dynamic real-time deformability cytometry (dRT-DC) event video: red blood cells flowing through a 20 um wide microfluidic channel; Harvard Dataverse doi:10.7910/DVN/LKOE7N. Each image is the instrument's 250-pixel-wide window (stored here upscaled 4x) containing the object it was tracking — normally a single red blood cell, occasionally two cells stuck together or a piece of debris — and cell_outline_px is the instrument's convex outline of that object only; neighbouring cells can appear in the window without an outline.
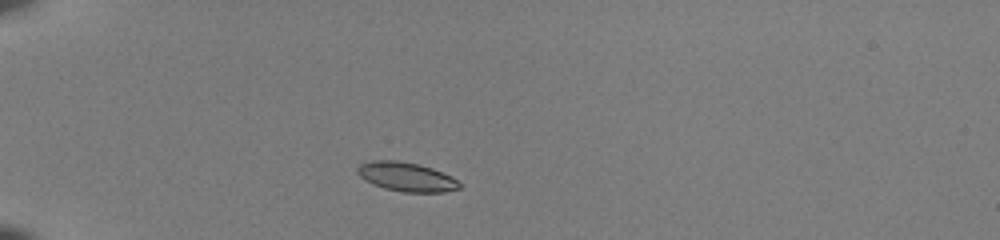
{"species": "common noctule bat (a hibernating species)", "species_latin": "Nyctalus noctula", "temperature_condition": "room temperature", "stored_images_in_passage": 38, "camera_frame_rate_fps": 3000, "um_per_image_px": 0.085, "animal": {"sex": "female", "body_mass_g": 22.0, "forearm_length_mm": 56.7}, "frame": {"image": 1, "passage_image": 3, "time_ms": 0.667, "image_size_px": [1000, 240], "cell_outline_px": [[464, 184], [460, 188], [444, 192], [404, 192], [384, 188], [372, 184], [364, 180], [356, 172], [356, 168], [360, 164], [372, 160], [396, 160], [416, 164], [432, 168], [452, 176]], "centroid_in_image_um": [34.56, 15.03], "position_along_channel_um": 50.4, "area_um2": 17.46}}
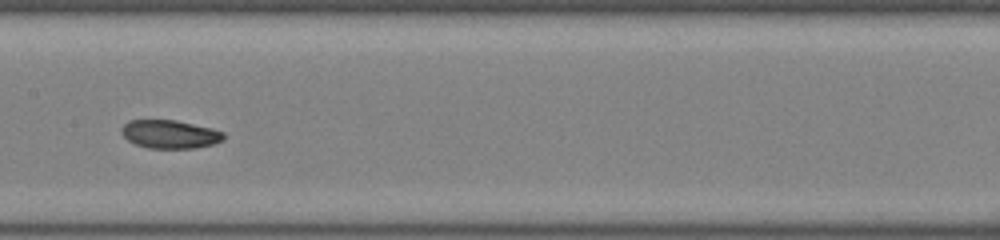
{"frame": {"image": 2, "passage_image": 16, "time_ms": 5.0, "image_size_px": [1000, 240], "cell_outline_px": [[224, 140], [212, 144], [196, 148], [148, 148], [136, 144], [128, 140], [120, 132], [120, 128], [128, 120], [176, 120], [212, 128], [224, 132]], "centroid_in_image_um": [14.43, 11.4], "position_along_channel_um": 193.0, "area_um2": 16.94}}
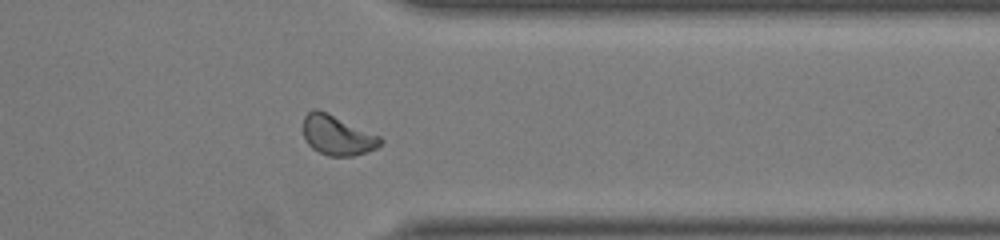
{"frame": {"image": 3, "passage_image": 30, "time_ms": 9.667, "image_size_px": [1000, 240], "cell_outline_px": [[384, 140], [376, 148], [352, 156], [328, 156], [312, 148], [308, 144], [304, 136], [304, 116], [308, 112], [316, 108], [320, 108], [380, 136]], "centroid_in_image_um": [28.66, 11.47], "position_along_channel_um": 382.7, "area_um2": 17.92}, "authors_computed_cell_mechanics": {"area_um2": 17.34, "velocity_mm_per_s": 4.0758, "shape_relaxation_time_tau1_ms": 3.2676, "shape_relaxation_time_tau2_ms": 2.0389, "deformation_change_tau1": 0.13, "deformation_change_tau2": 0.0639}}